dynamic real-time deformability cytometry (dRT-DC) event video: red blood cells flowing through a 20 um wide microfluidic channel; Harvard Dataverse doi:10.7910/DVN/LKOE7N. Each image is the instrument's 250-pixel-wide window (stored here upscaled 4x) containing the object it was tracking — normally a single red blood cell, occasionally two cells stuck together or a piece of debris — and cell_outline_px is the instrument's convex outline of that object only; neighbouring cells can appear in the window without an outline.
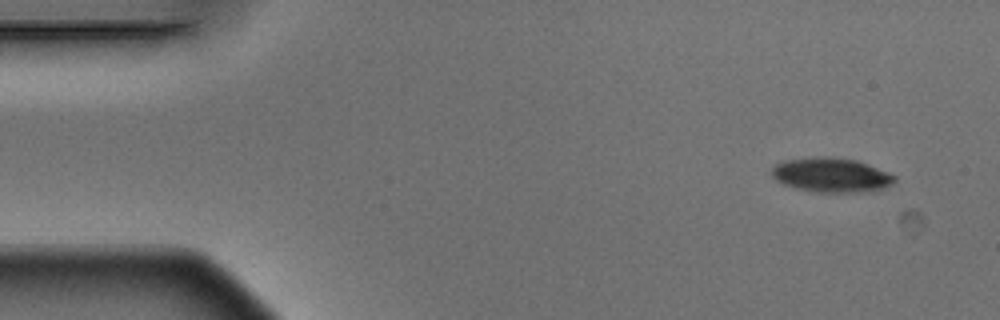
{"species": "Egyptian fruit bat (a non-hibernating species)", "species_latin": "Rousettus aegyptiacus", "temperature_condition": "warm", "stored_images_in_passage": 4, "camera_frame_rate_fps": 3000, "um_per_image_px": 0.085, "animal": {"sex": "male"}, "frame": {"image": 1, "passage_image": 1, "time_ms": 0.0, "image_size_px": [1000, 320], "cell_outline_px": [[896, 180], [892, 184], [876, 192], [816, 192], [796, 188], [784, 184], [776, 180], [772, 176], [772, 168], [776, 164], [788, 160], [856, 160], [868, 164], [888, 172], [896, 176]], "centroid_in_image_um": [70.75, 14.95], "position_along_channel_um": 14.3, "area_um2": 23.64}}
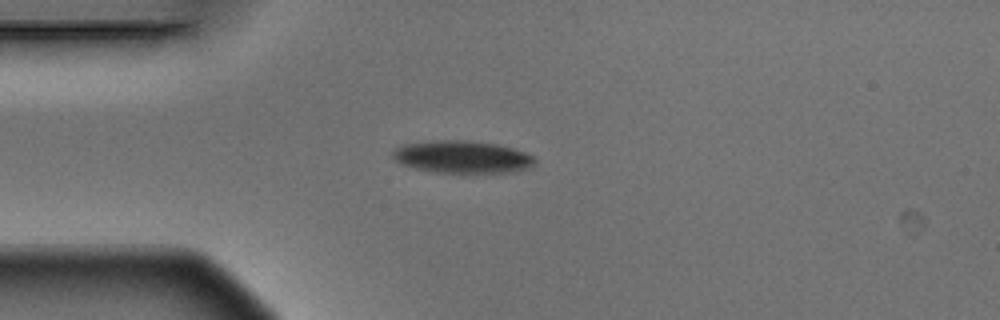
{"frame": {"image": 2, "passage_image": 4, "time_ms": 1.0, "image_size_px": [1000, 320], "cell_outline_px": [[536, 164], [532, 168], [508, 172], [432, 172], [400, 164], [392, 156], [392, 152], [396, 148], [404, 144], [444, 140], [456, 140], [496, 144], [512, 148], [524, 152], [532, 156], [536, 160]], "centroid_in_image_um": [39.31, 13.35], "position_along_channel_um": 45.7, "area_um2": 26.47}}